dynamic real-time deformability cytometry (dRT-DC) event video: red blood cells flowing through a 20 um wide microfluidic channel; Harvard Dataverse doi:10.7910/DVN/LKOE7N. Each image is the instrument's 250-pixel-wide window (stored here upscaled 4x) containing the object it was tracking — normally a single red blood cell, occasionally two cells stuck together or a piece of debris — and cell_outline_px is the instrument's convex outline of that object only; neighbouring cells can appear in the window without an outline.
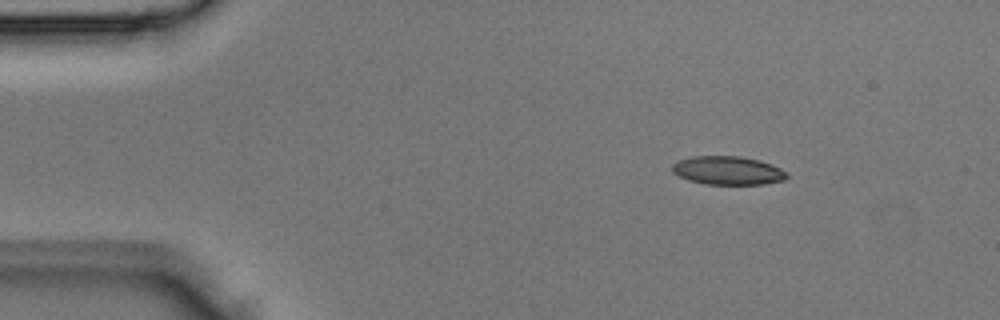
{"species": "Egyptian fruit bat (a non-hibernating species)", "species_latin": "Rousettus aegyptiacus", "temperature_condition": "room temperature", "stored_images_in_passage": 3, "camera_frame_rate_fps": 3000, "um_per_image_px": 0.085, "animal": {"sex": "male"}, "frame": {"image": 1, "passage_image": 1, "time_ms": 0.0, "image_size_px": [1000, 320], "cell_outline_px": [[788, 176], [784, 180], [764, 184], [704, 184], [688, 180], [672, 172], [672, 164], [676, 160], [692, 156], [740, 156], [760, 160], [772, 164], [788, 172]], "centroid_in_image_um": [61.86, 14.48], "position_along_channel_um": 23.1, "area_um2": 19.25}}
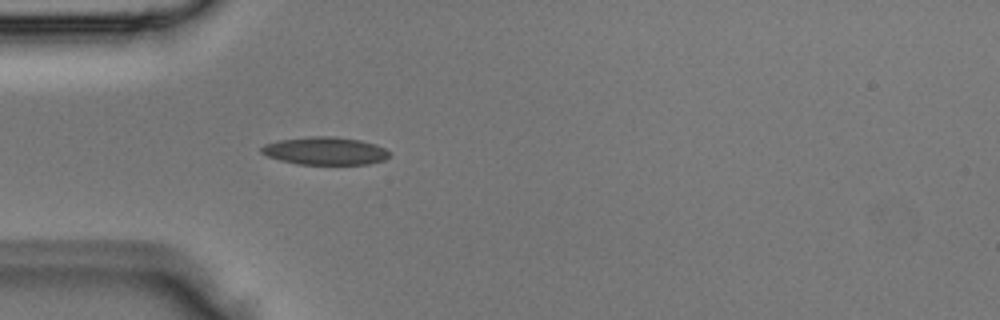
{"frame": {"image": 2, "passage_image": 3, "time_ms": 0.667, "image_size_px": [1000, 320], "cell_outline_px": [[388, 156], [384, 160], [368, 164], [296, 164], [280, 160], [268, 156], [260, 152], [260, 148], [264, 144], [280, 140], [312, 136], [336, 136], [360, 140], [376, 144], [384, 148], [388, 152]], "centroid_in_image_um": [27.62, 12.82], "position_along_channel_um": 57.4, "area_um2": 20.69}}